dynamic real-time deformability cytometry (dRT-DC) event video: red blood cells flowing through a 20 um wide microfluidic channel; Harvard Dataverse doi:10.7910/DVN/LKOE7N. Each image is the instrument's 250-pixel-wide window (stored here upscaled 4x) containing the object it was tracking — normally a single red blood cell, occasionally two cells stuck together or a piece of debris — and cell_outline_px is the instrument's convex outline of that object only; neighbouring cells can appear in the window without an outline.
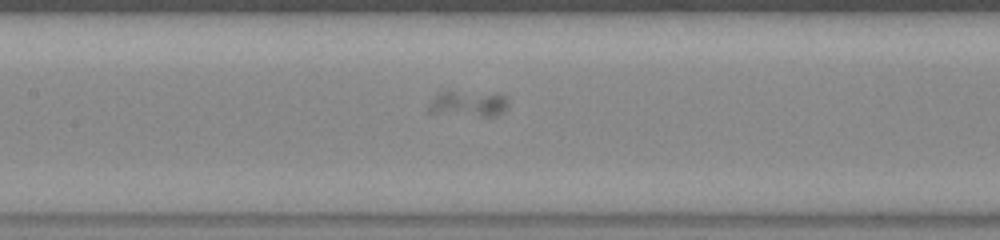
{"species": "common noctule bat (a hibernating species)", "species_latin": "Nyctalus noctula", "temperature_condition": "warm", "stored_images_in_passage": 51, "camera_frame_rate_fps": 3000, "um_per_image_px": 0.085, "animal": {"sex": "female", "body_mass_g": 23.0, "forearm_length_mm": 53.4}, "frame": {"image": 1, "passage_image": 21, "time_ms": 6.667, "image_size_px": [1000, 240], "cell_outline_px": [[508, 108], [504, 112], [496, 116], [480, 116], [428, 112], [428, 104], [436, 92], [496, 92], [504, 96], [508, 100]], "centroid_in_image_um": [39.84, 8.8], "position_along_channel_um": 167.6, "area_um2": 12.2}}
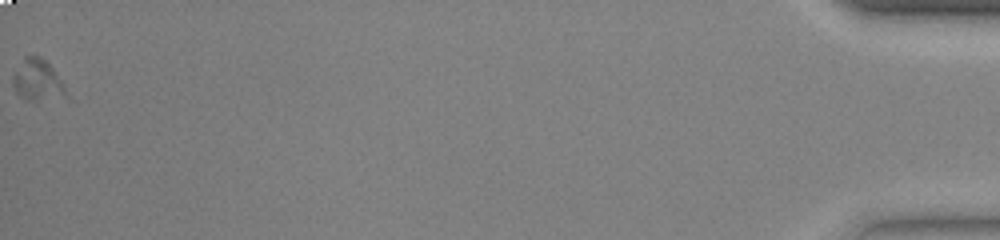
{"frame": {"image": 2, "passage_image": 51, "time_ms": 16.667, "image_size_px": [1000, 240], "cell_outline_px": [[64, 92], [32, 100], [24, 100], [16, 92], [12, 84], [12, 76], [24, 56], [40, 56], [52, 68], [64, 88]], "centroid_in_image_um": [3.03, 6.73], "position_along_channel_um": 432.2, "area_um2": 11.73}}